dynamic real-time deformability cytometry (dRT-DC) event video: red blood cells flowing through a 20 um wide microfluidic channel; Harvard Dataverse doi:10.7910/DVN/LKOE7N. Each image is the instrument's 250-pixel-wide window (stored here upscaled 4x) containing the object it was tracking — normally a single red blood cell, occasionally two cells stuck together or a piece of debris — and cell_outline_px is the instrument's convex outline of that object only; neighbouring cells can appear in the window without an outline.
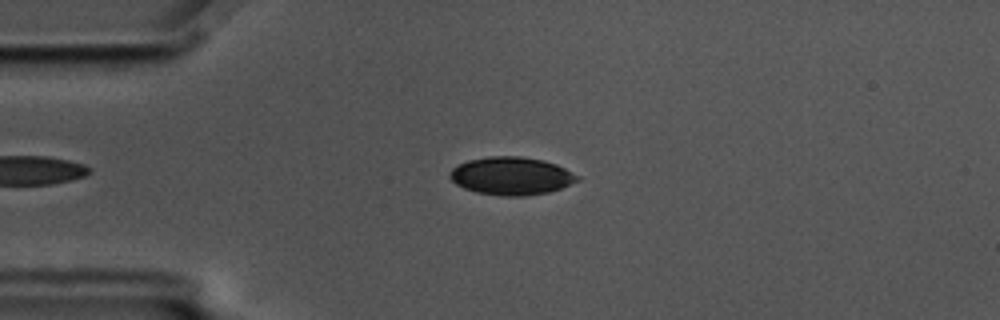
{"species": "common noctule bat (a hibernating species)", "species_latin": "Nyctalus noctula", "temperature_condition": "cold", "stored_images_in_passage": 57, "camera_frame_rate_fps": 3000, "um_per_image_px": 0.085, "animal": {"sex": "male", "body_mass_g": 17.5, "forearm_length_mm": 52.3}, "frame": {"image": 1, "passage_image": 13, "time_ms": 4.0, "image_size_px": [1000, 320], "cell_outline_px": [[580, 180], [560, 188], [548, 192], [524, 196], [500, 196], [476, 192], [464, 188], [456, 184], [448, 176], [448, 172], [452, 168], [468, 160], [488, 156], [520, 156], [544, 160], [556, 164], [580, 176]], "centroid_in_image_um": [43.45, 14.95], "position_along_channel_um": 41.6, "area_um2": 28.26}}
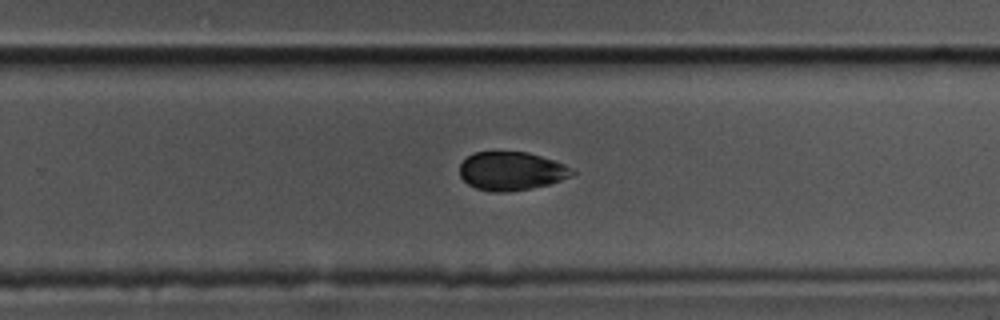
{"frame": {"image": 2, "passage_image": 36, "time_ms": 11.667, "image_size_px": [1000, 320], "cell_outline_px": [[576, 172], [572, 176], [548, 184], [532, 188], [504, 192], [492, 192], [476, 188], [468, 184], [460, 176], [460, 164], [468, 156], [476, 152], [528, 152], [564, 164], [572, 168]], "centroid_in_image_um": [43.46, 14.54], "position_along_channel_um": 286.3, "area_um2": 25.09}}
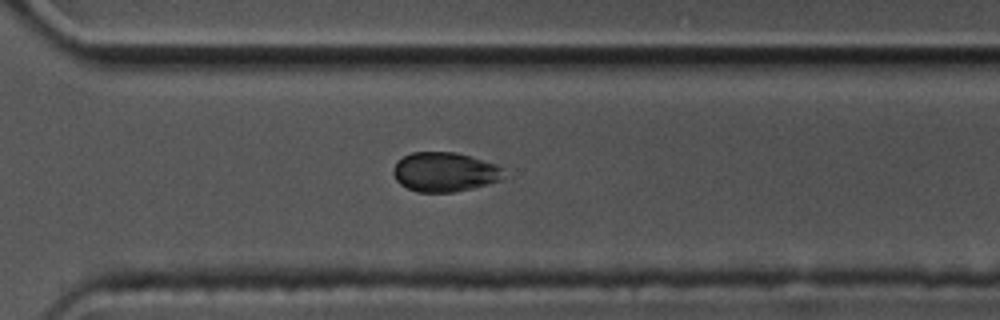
{"frame": {"image": 3, "passage_image": 40, "time_ms": 13.0, "image_size_px": [1000, 320], "cell_outline_px": [[512, 176], [488, 184], [456, 192], [416, 192], [400, 184], [396, 180], [392, 172], [392, 168], [396, 160], [412, 152], [456, 152], [472, 156], [496, 164]], "centroid_in_image_um": [37.83, 14.62], "position_along_channel_um": 332.8, "area_um2": 25.95}, "authors_computed_cell_mechanics": {"area_um2": 27.1082, "velocity_mm_per_s": 3.4874, "shape_relaxation_time_tau1_ms": 3.1944, "shape_relaxation_time_tau2_ms": 4.8449, "deformation_change_tau1": 0.0587, "deformation_change_tau2": 0.0411}}